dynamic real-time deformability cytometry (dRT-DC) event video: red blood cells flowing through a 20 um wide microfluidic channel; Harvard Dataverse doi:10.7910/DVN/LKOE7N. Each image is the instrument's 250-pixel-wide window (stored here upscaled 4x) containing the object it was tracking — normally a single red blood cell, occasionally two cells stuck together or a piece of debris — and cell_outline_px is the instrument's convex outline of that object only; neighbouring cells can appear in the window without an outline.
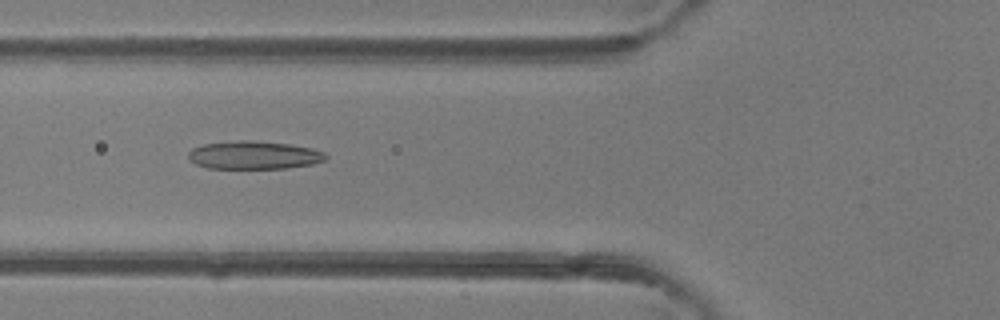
{"species": "common noctule bat (a hibernating species)", "species_latin": "Nyctalus noctula", "temperature_condition": "room temperature", "stored_images_in_passage": 41, "camera_frame_rate_fps": 3000, "um_per_image_px": 0.085, "animal": {"sex": "female"}, "frame": {"image": 1, "passage_image": 13, "time_ms": 4.0, "image_size_px": [1000, 320], "cell_outline_px": [[328, 156], [324, 160], [312, 164], [288, 168], [208, 168], [196, 164], [188, 160], [188, 152], [192, 148], [204, 144], [240, 140], [248, 140], [292, 144], [312, 148], [324, 152]], "centroid_in_image_um": [21.58, 13.18], "position_along_channel_um": 104.2, "area_um2": 22.54}}
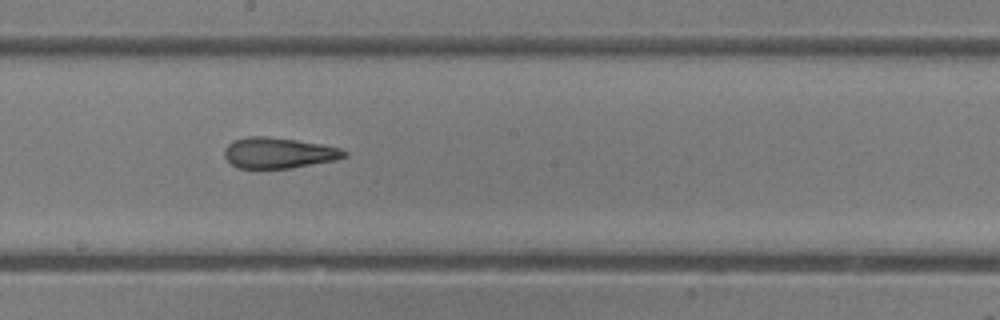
{"frame": {"image": 2, "passage_image": 21, "time_ms": 6.667, "image_size_px": [1000, 320], "cell_outline_px": [[348, 156], [336, 160], [292, 168], [240, 168], [232, 164], [224, 156], [224, 148], [232, 140], [248, 136], [268, 136], [296, 140], [320, 144], [340, 148], [348, 152]], "centroid_in_image_um": [23.68, 12.99], "position_along_channel_um": 224.5, "area_um2": 21.56}}
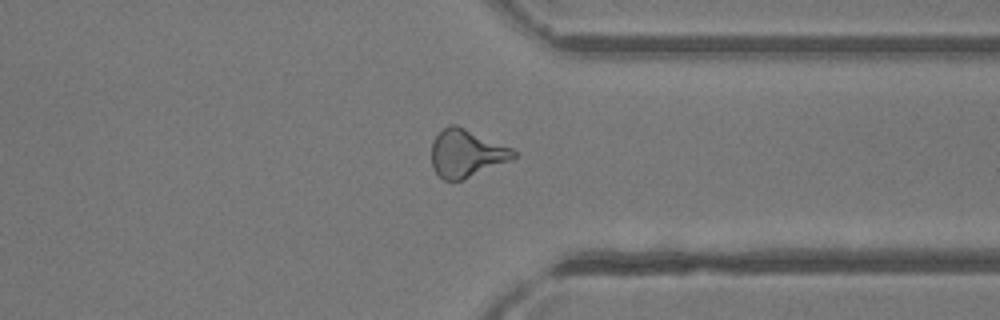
{"frame": {"image": 3, "passage_image": 31, "time_ms": 10.0, "image_size_px": [1000, 320], "cell_outline_px": [[516, 156], [508, 160], [464, 180], [444, 180], [432, 168], [432, 140], [448, 124], [456, 124], [512, 148], [516, 152]], "centroid_in_image_um": [39.61, 13.02], "position_along_channel_um": 371.8, "area_um2": 22.48}, "authors_computed_cell_mechanics": {"area_um2": 22.4842, "velocity_mm_per_s": 4.4945, "shape_relaxation_time_tau1_ms": null, "shape_relaxation_time_tau2_ms": 2.5066, "deformation_change_tau1": null, "deformation_change_tau2": 0.1449}}